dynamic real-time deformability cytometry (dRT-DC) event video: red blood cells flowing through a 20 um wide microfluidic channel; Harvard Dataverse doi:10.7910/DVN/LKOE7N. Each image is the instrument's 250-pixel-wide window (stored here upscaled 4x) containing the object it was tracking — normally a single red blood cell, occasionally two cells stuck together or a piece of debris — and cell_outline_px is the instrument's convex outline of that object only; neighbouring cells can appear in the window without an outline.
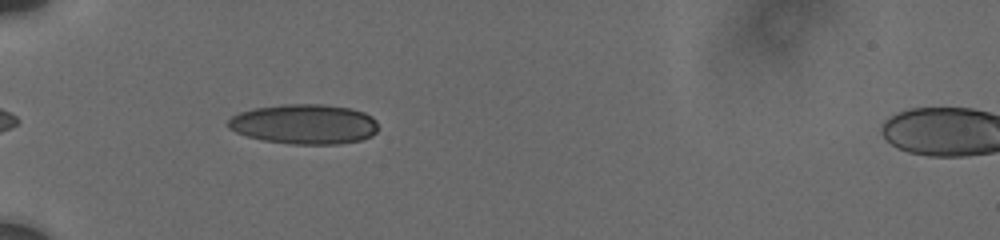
{"species": "human", "species_latin": "Homo sapiens", "temperature_condition": "cold", "stored_images_in_passage": 21, "camera_frame_rate_fps": 3000, "um_per_image_px": 0.085, "donor": {"sex": "male"}, "frame": {"image": 1, "passage_image": 2, "time_ms": 0.667, "image_size_px": [1000, 240], "cell_outline_px": [[376, 132], [372, 136], [360, 140], [340, 144], [288, 144], [264, 140], [248, 136], [236, 132], [228, 128], [228, 120], [232, 116], [240, 112], [252, 108], [288, 104], [324, 104], [352, 108], [364, 112], [372, 116], [376, 120]], "centroid_in_image_um": [25.88, 10.55], "position_along_channel_um": 59.1, "area_um2": 35.03}}
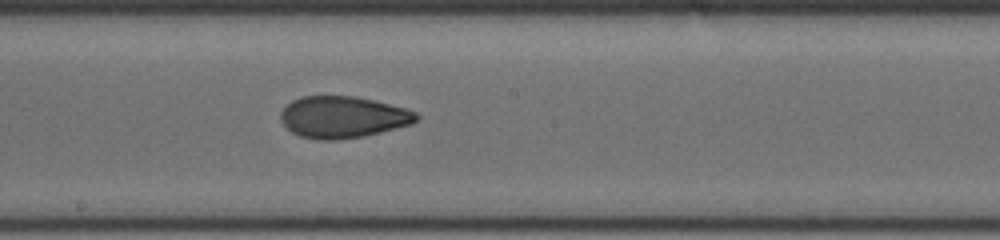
{"frame": {"image": 2, "passage_image": 13, "time_ms": 5.333, "image_size_px": [1000, 240], "cell_outline_px": [[420, 116], [412, 124], [364, 136], [336, 140], [316, 140], [300, 136], [292, 132], [280, 120], [280, 112], [292, 100], [304, 96], [356, 96], [404, 108], [416, 112]], "centroid_in_image_um": [29.13, 9.96], "position_along_channel_um": 219.1, "area_um2": 32.83}}
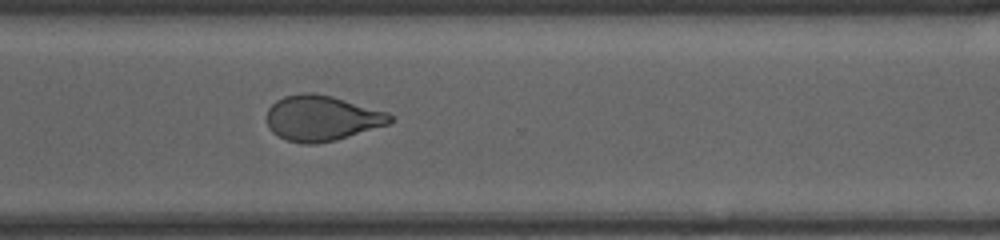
{"frame": {"image": 3, "passage_image": 21, "time_ms": 8.667, "image_size_px": [1000, 240], "cell_outline_px": [[392, 120], [388, 124], [336, 140], [316, 144], [304, 144], [288, 140], [272, 132], [268, 128], [268, 108], [276, 100], [284, 96], [304, 92], [312, 92], [332, 96], [388, 112], [392, 116]], "centroid_in_image_um": [27.34, 10.04], "position_along_channel_um": 343.3, "area_um2": 32.48}}